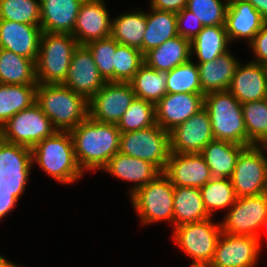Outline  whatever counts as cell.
<instances>
[{
  "mask_svg": "<svg viewBox=\"0 0 267 267\" xmlns=\"http://www.w3.org/2000/svg\"><path fill=\"white\" fill-rule=\"evenodd\" d=\"M70 133L77 163L84 174L101 171L119 152L121 131L117 124L98 122L88 116Z\"/></svg>",
  "mask_w": 267,
  "mask_h": 267,
  "instance_id": "obj_1",
  "label": "cell"
},
{
  "mask_svg": "<svg viewBox=\"0 0 267 267\" xmlns=\"http://www.w3.org/2000/svg\"><path fill=\"white\" fill-rule=\"evenodd\" d=\"M32 163L63 185H73L85 175L77 163L69 131H56L35 145L32 148Z\"/></svg>",
  "mask_w": 267,
  "mask_h": 267,
  "instance_id": "obj_2",
  "label": "cell"
},
{
  "mask_svg": "<svg viewBox=\"0 0 267 267\" xmlns=\"http://www.w3.org/2000/svg\"><path fill=\"white\" fill-rule=\"evenodd\" d=\"M36 103L57 131H71L89 116L88 100L63 84H37Z\"/></svg>",
  "mask_w": 267,
  "mask_h": 267,
  "instance_id": "obj_3",
  "label": "cell"
},
{
  "mask_svg": "<svg viewBox=\"0 0 267 267\" xmlns=\"http://www.w3.org/2000/svg\"><path fill=\"white\" fill-rule=\"evenodd\" d=\"M78 45L72 34L43 32L35 62L37 84H62Z\"/></svg>",
  "mask_w": 267,
  "mask_h": 267,
  "instance_id": "obj_4",
  "label": "cell"
},
{
  "mask_svg": "<svg viewBox=\"0 0 267 267\" xmlns=\"http://www.w3.org/2000/svg\"><path fill=\"white\" fill-rule=\"evenodd\" d=\"M204 108L211 121L214 139L247 147L242 104L228 90L205 94Z\"/></svg>",
  "mask_w": 267,
  "mask_h": 267,
  "instance_id": "obj_5",
  "label": "cell"
},
{
  "mask_svg": "<svg viewBox=\"0 0 267 267\" xmlns=\"http://www.w3.org/2000/svg\"><path fill=\"white\" fill-rule=\"evenodd\" d=\"M214 217L173 227L172 241L192 261L189 266L208 267L222 233Z\"/></svg>",
  "mask_w": 267,
  "mask_h": 267,
  "instance_id": "obj_6",
  "label": "cell"
},
{
  "mask_svg": "<svg viewBox=\"0 0 267 267\" xmlns=\"http://www.w3.org/2000/svg\"><path fill=\"white\" fill-rule=\"evenodd\" d=\"M129 198L142 226L160 221L173 226V184L163 172Z\"/></svg>",
  "mask_w": 267,
  "mask_h": 267,
  "instance_id": "obj_7",
  "label": "cell"
},
{
  "mask_svg": "<svg viewBox=\"0 0 267 267\" xmlns=\"http://www.w3.org/2000/svg\"><path fill=\"white\" fill-rule=\"evenodd\" d=\"M119 152L146 160L163 172L171 153L169 132L155 124L146 129L121 133Z\"/></svg>",
  "mask_w": 267,
  "mask_h": 267,
  "instance_id": "obj_8",
  "label": "cell"
},
{
  "mask_svg": "<svg viewBox=\"0 0 267 267\" xmlns=\"http://www.w3.org/2000/svg\"><path fill=\"white\" fill-rule=\"evenodd\" d=\"M57 130L35 102L16 113L1 128L0 138L6 142L33 148Z\"/></svg>",
  "mask_w": 267,
  "mask_h": 267,
  "instance_id": "obj_9",
  "label": "cell"
},
{
  "mask_svg": "<svg viewBox=\"0 0 267 267\" xmlns=\"http://www.w3.org/2000/svg\"><path fill=\"white\" fill-rule=\"evenodd\" d=\"M237 198L267 191V150L265 146L245 147L237 157L230 178Z\"/></svg>",
  "mask_w": 267,
  "mask_h": 267,
  "instance_id": "obj_10",
  "label": "cell"
},
{
  "mask_svg": "<svg viewBox=\"0 0 267 267\" xmlns=\"http://www.w3.org/2000/svg\"><path fill=\"white\" fill-rule=\"evenodd\" d=\"M220 220L222 232L230 235L257 236L266 219L265 193L239 197Z\"/></svg>",
  "mask_w": 267,
  "mask_h": 267,
  "instance_id": "obj_11",
  "label": "cell"
},
{
  "mask_svg": "<svg viewBox=\"0 0 267 267\" xmlns=\"http://www.w3.org/2000/svg\"><path fill=\"white\" fill-rule=\"evenodd\" d=\"M129 82H106L89 101V117L102 123L117 124L135 98Z\"/></svg>",
  "mask_w": 267,
  "mask_h": 267,
  "instance_id": "obj_12",
  "label": "cell"
},
{
  "mask_svg": "<svg viewBox=\"0 0 267 267\" xmlns=\"http://www.w3.org/2000/svg\"><path fill=\"white\" fill-rule=\"evenodd\" d=\"M260 259L256 236L230 235L222 232L208 267H256Z\"/></svg>",
  "mask_w": 267,
  "mask_h": 267,
  "instance_id": "obj_13",
  "label": "cell"
},
{
  "mask_svg": "<svg viewBox=\"0 0 267 267\" xmlns=\"http://www.w3.org/2000/svg\"><path fill=\"white\" fill-rule=\"evenodd\" d=\"M171 152L181 154L200 153L214 140L207 110L201 109L184 123L169 132Z\"/></svg>",
  "mask_w": 267,
  "mask_h": 267,
  "instance_id": "obj_14",
  "label": "cell"
},
{
  "mask_svg": "<svg viewBox=\"0 0 267 267\" xmlns=\"http://www.w3.org/2000/svg\"><path fill=\"white\" fill-rule=\"evenodd\" d=\"M105 83L89 49L85 45H78L62 84L75 93L83 95L89 101Z\"/></svg>",
  "mask_w": 267,
  "mask_h": 267,
  "instance_id": "obj_15",
  "label": "cell"
},
{
  "mask_svg": "<svg viewBox=\"0 0 267 267\" xmlns=\"http://www.w3.org/2000/svg\"><path fill=\"white\" fill-rule=\"evenodd\" d=\"M106 0H84L72 35L79 45L111 37L112 17Z\"/></svg>",
  "mask_w": 267,
  "mask_h": 267,
  "instance_id": "obj_16",
  "label": "cell"
},
{
  "mask_svg": "<svg viewBox=\"0 0 267 267\" xmlns=\"http://www.w3.org/2000/svg\"><path fill=\"white\" fill-rule=\"evenodd\" d=\"M204 108V94L167 93L155 105L156 124L170 132Z\"/></svg>",
  "mask_w": 267,
  "mask_h": 267,
  "instance_id": "obj_17",
  "label": "cell"
},
{
  "mask_svg": "<svg viewBox=\"0 0 267 267\" xmlns=\"http://www.w3.org/2000/svg\"><path fill=\"white\" fill-rule=\"evenodd\" d=\"M163 173L174 186L201 188L213 178L209 166L200 153L171 152Z\"/></svg>",
  "mask_w": 267,
  "mask_h": 267,
  "instance_id": "obj_18",
  "label": "cell"
},
{
  "mask_svg": "<svg viewBox=\"0 0 267 267\" xmlns=\"http://www.w3.org/2000/svg\"><path fill=\"white\" fill-rule=\"evenodd\" d=\"M228 91L241 103L267 98V65L248 61L238 64Z\"/></svg>",
  "mask_w": 267,
  "mask_h": 267,
  "instance_id": "obj_19",
  "label": "cell"
},
{
  "mask_svg": "<svg viewBox=\"0 0 267 267\" xmlns=\"http://www.w3.org/2000/svg\"><path fill=\"white\" fill-rule=\"evenodd\" d=\"M267 21L245 0H229L225 28L231 43L245 41L249 44Z\"/></svg>",
  "mask_w": 267,
  "mask_h": 267,
  "instance_id": "obj_20",
  "label": "cell"
},
{
  "mask_svg": "<svg viewBox=\"0 0 267 267\" xmlns=\"http://www.w3.org/2000/svg\"><path fill=\"white\" fill-rule=\"evenodd\" d=\"M42 33L40 26L0 19V48L36 62Z\"/></svg>",
  "mask_w": 267,
  "mask_h": 267,
  "instance_id": "obj_21",
  "label": "cell"
},
{
  "mask_svg": "<svg viewBox=\"0 0 267 267\" xmlns=\"http://www.w3.org/2000/svg\"><path fill=\"white\" fill-rule=\"evenodd\" d=\"M117 180L132 183L129 197L139 188L154 179L161 171L152 163L117 152L101 170ZM134 184V185H133Z\"/></svg>",
  "mask_w": 267,
  "mask_h": 267,
  "instance_id": "obj_22",
  "label": "cell"
},
{
  "mask_svg": "<svg viewBox=\"0 0 267 267\" xmlns=\"http://www.w3.org/2000/svg\"><path fill=\"white\" fill-rule=\"evenodd\" d=\"M33 168L31 148L0 138V182L27 185Z\"/></svg>",
  "mask_w": 267,
  "mask_h": 267,
  "instance_id": "obj_23",
  "label": "cell"
},
{
  "mask_svg": "<svg viewBox=\"0 0 267 267\" xmlns=\"http://www.w3.org/2000/svg\"><path fill=\"white\" fill-rule=\"evenodd\" d=\"M84 0H40L43 32L72 34Z\"/></svg>",
  "mask_w": 267,
  "mask_h": 267,
  "instance_id": "obj_24",
  "label": "cell"
},
{
  "mask_svg": "<svg viewBox=\"0 0 267 267\" xmlns=\"http://www.w3.org/2000/svg\"><path fill=\"white\" fill-rule=\"evenodd\" d=\"M231 51L230 49L215 60L197 64L204 95L229 89L232 77L241 61Z\"/></svg>",
  "mask_w": 267,
  "mask_h": 267,
  "instance_id": "obj_25",
  "label": "cell"
},
{
  "mask_svg": "<svg viewBox=\"0 0 267 267\" xmlns=\"http://www.w3.org/2000/svg\"><path fill=\"white\" fill-rule=\"evenodd\" d=\"M191 59V41L177 35L144 54V63L160 72H168Z\"/></svg>",
  "mask_w": 267,
  "mask_h": 267,
  "instance_id": "obj_26",
  "label": "cell"
},
{
  "mask_svg": "<svg viewBox=\"0 0 267 267\" xmlns=\"http://www.w3.org/2000/svg\"><path fill=\"white\" fill-rule=\"evenodd\" d=\"M200 188L173 185V227L210 218Z\"/></svg>",
  "mask_w": 267,
  "mask_h": 267,
  "instance_id": "obj_27",
  "label": "cell"
},
{
  "mask_svg": "<svg viewBox=\"0 0 267 267\" xmlns=\"http://www.w3.org/2000/svg\"><path fill=\"white\" fill-rule=\"evenodd\" d=\"M230 45L225 25L205 26L191 40V57L195 56L197 64L215 60L229 51Z\"/></svg>",
  "mask_w": 267,
  "mask_h": 267,
  "instance_id": "obj_28",
  "label": "cell"
},
{
  "mask_svg": "<svg viewBox=\"0 0 267 267\" xmlns=\"http://www.w3.org/2000/svg\"><path fill=\"white\" fill-rule=\"evenodd\" d=\"M245 148L226 140H212L200 152L213 177L231 178L238 155Z\"/></svg>",
  "mask_w": 267,
  "mask_h": 267,
  "instance_id": "obj_29",
  "label": "cell"
},
{
  "mask_svg": "<svg viewBox=\"0 0 267 267\" xmlns=\"http://www.w3.org/2000/svg\"><path fill=\"white\" fill-rule=\"evenodd\" d=\"M148 8V12L146 11V30L142 42L143 54L178 35L176 13Z\"/></svg>",
  "mask_w": 267,
  "mask_h": 267,
  "instance_id": "obj_30",
  "label": "cell"
},
{
  "mask_svg": "<svg viewBox=\"0 0 267 267\" xmlns=\"http://www.w3.org/2000/svg\"><path fill=\"white\" fill-rule=\"evenodd\" d=\"M146 30V11L139 8L112 17L111 37L121 45L140 49Z\"/></svg>",
  "mask_w": 267,
  "mask_h": 267,
  "instance_id": "obj_31",
  "label": "cell"
},
{
  "mask_svg": "<svg viewBox=\"0 0 267 267\" xmlns=\"http://www.w3.org/2000/svg\"><path fill=\"white\" fill-rule=\"evenodd\" d=\"M0 83L37 85L35 61L0 48Z\"/></svg>",
  "mask_w": 267,
  "mask_h": 267,
  "instance_id": "obj_32",
  "label": "cell"
},
{
  "mask_svg": "<svg viewBox=\"0 0 267 267\" xmlns=\"http://www.w3.org/2000/svg\"><path fill=\"white\" fill-rule=\"evenodd\" d=\"M36 87L0 83V128L16 113L36 102Z\"/></svg>",
  "mask_w": 267,
  "mask_h": 267,
  "instance_id": "obj_33",
  "label": "cell"
},
{
  "mask_svg": "<svg viewBox=\"0 0 267 267\" xmlns=\"http://www.w3.org/2000/svg\"><path fill=\"white\" fill-rule=\"evenodd\" d=\"M137 98L156 105L166 94L167 72L150 68L145 63L129 81Z\"/></svg>",
  "mask_w": 267,
  "mask_h": 267,
  "instance_id": "obj_34",
  "label": "cell"
},
{
  "mask_svg": "<svg viewBox=\"0 0 267 267\" xmlns=\"http://www.w3.org/2000/svg\"><path fill=\"white\" fill-rule=\"evenodd\" d=\"M200 190L204 206L211 217L217 211H227L237 199L230 178L213 177Z\"/></svg>",
  "mask_w": 267,
  "mask_h": 267,
  "instance_id": "obj_35",
  "label": "cell"
},
{
  "mask_svg": "<svg viewBox=\"0 0 267 267\" xmlns=\"http://www.w3.org/2000/svg\"><path fill=\"white\" fill-rule=\"evenodd\" d=\"M247 147L267 144V98L242 104Z\"/></svg>",
  "mask_w": 267,
  "mask_h": 267,
  "instance_id": "obj_36",
  "label": "cell"
},
{
  "mask_svg": "<svg viewBox=\"0 0 267 267\" xmlns=\"http://www.w3.org/2000/svg\"><path fill=\"white\" fill-rule=\"evenodd\" d=\"M193 60V61H192ZM166 91L172 93L203 94L199 68L194 58L167 72Z\"/></svg>",
  "mask_w": 267,
  "mask_h": 267,
  "instance_id": "obj_37",
  "label": "cell"
},
{
  "mask_svg": "<svg viewBox=\"0 0 267 267\" xmlns=\"http://www.w3.org/2000/svg\"><path fill=\"white\" fill-rule=\"evenodd\" d=\"M155 124V105L135 97L117 123V127L121 133H126L146 129Z\"/></svg>",
  "mask_w": 267,
  "mask_h": 267,
  "instance_id": "obj_38",
  "label": "cell"
},
{
  "mask_svg": "<svg viewBox=\"0 0 267 267\" xmlns=\"http://www.w3.org/2000/svg\"><path fill=\"white\" fill-rule=\"evenodd\" d=\"M0 19L40 26V0H0Z\"/></svg>",
  "mask_w": 267,
  "mask_h": 267,
  "instance_id": "obj_39",
  "label": "cell"
},
{
  "mask_svg": "<svg viewBox=\"0 0 267 267\" xmlns=\"http://www.w3.org/2000/svg\"><path fill=\"white\" fill-rule=\"evenodd\" d=\"M143 64L140 49L119 44L114 53V82H129Z\"/></svg>",
  "mask_w": 267,
  "mask_h": 267,
  "instance_id": "obj_40",
  "label": "cell"
},
{
  "mask_svg": "<svg viewBox=\"0 0 267 267\" xmlns=\"http://www.w3.org/2000/svg\"><path fill=\"white\" fill-rule=\"evenodd\" d=\"M229 0H187L186 9L193 12L202 25H225Z\"/></svg>",
  "mask_w": 267,
  "mask_h": 267,
  "instance_id": "obj_41",
  "label": "cell"
},
{
  "mask_svg": "<svg viewBox=\"0 0 267 267\" xmlns=\"http://www.w3.org/2000/svg\"><path fill=\"white\" fill-rule=\"evenodd\" d=\"M119 45L112 37L93 40L85 46L91 52L100 75L106 82H114V53Z\"/></svg>",
  "mask_w": 267,
  "mask_h": 267,
  "instance_id": "obj_42",
  "label": "cell"
},
{
  "mask_svg": "<svg viewBox=\"0 0 267 267\" xmlns=\"http://www.w3.org/2000/svg\"><path fill=\"white\" fill-rule=\"evenodd\" d=\"M27 185H5L0 182V221L10 214L26 191Z\"/></svg>",
  "mask_w": 267,
  "mask_h": 267,
  "instance_id": "obj_43",
  "label": "cell"
},
{
  "mask_svg": "<svg viewBox=\"0 0 267 267\" xmlns=\"http://www.w3.org/2000/svg\"><path fill=\"white\" fill-rule=\"evenodd\" d=\"M177 33L183 38L192 40L203 29L200 19L195 17L193 12L184 8L176 14Z\"/></svg>",
  "mask_w": 267,
  "mask_h": 267,
  "instance_id": "obj_44",
  "label": "cell"
},
{
  "mask_svg": "<svg viewBox=\"0 0 267 267\" xmlns=\"http://www.w3.org/2000/svg\"><path fill=\"white\" fill-rule=\"evenodd\" d=\"M254 58L250 61L267 65V22L248 44Z\"/></svg>",
  "mask_w": 267,
  "mask_h": 267,
  "instance_id": "obj_45",
  "label": "cell"
},
{
  "mask_svg": "<svg viewBox=\"0 0 267 267\" xmlns=\"http://www.w3.org/2000/svg\"><path fill=\"white\" fill-rule=\"evenodd\" d=\"M149 3L151 8L177 14L186 8L187 0H150Z\"/></svg>",
  "mask_w": 267,
  "mask_h": 267,
  "instance_id": "obj_46",
  "label": "cell"
},
{
  "mask_svg": "<svg viewBox=\"0 0 267 267\" xmlns=\"http://www.w3.org/2000/svg\"><path fill=\"white\" fill-rule=\"evenodd\" d=\"M250 2L255 9L262 15V17L267 21V0H245Z\"/></svg>",
  "mask_w": 267,
  "mask_h": 267,
  "instance_id": "obj_47",
  "label": "cell"
},
{
  "mask_svg": "<svg viewBox=\"0 0 267 267\" xmlns=\"http://www.w3.org/2000/svg\"><path fill=\"white\" fill-rule=\"evenodd\" d=\"M5 257L6 256L0 254V267H24L23 265L16 264L15 262L6 259Z\"/></svg>",
  "mask_w": 267,
  "mask_h": 267,
  "instance_id": "obj_48",
  "label": "cell"
},
{
  "mask_svg": "<svg viewBox=\"0 0 267 267\" xmlns=\"http://www.w3.org/2000/svg\"><path fill=\"white\" fill-rule=\"evenodd\" d=\"M262 229L264 230H267V218L262 222V224H261V226H260V229H259V233L257 234V240H258V243H259V254H261V242L262 241H260L261 239V234L263 233V232H261L262 231ZM261 232V233H260ZM267 232V231H266Z\"/></svg>",
  "mask_w": 267,
  "mask_h": 267,
  "instance_id": "obj_49",
  "label": "cell"
},
{
  "mask_svg": "<svg viewBox=\"0 0 267 267\" xmlns=\"http://www.w3.org/2000/svg\"><path fill=\"white\" fill-rule=\"evenodd\" d=\"M265 202H266V218H267V191L265 192Z\"/></svg>",
  "mask_w": 267,
  "mask_h": 267,
  "instance_id": "obj_50",
  "label": "cell"
}]
</instances>
